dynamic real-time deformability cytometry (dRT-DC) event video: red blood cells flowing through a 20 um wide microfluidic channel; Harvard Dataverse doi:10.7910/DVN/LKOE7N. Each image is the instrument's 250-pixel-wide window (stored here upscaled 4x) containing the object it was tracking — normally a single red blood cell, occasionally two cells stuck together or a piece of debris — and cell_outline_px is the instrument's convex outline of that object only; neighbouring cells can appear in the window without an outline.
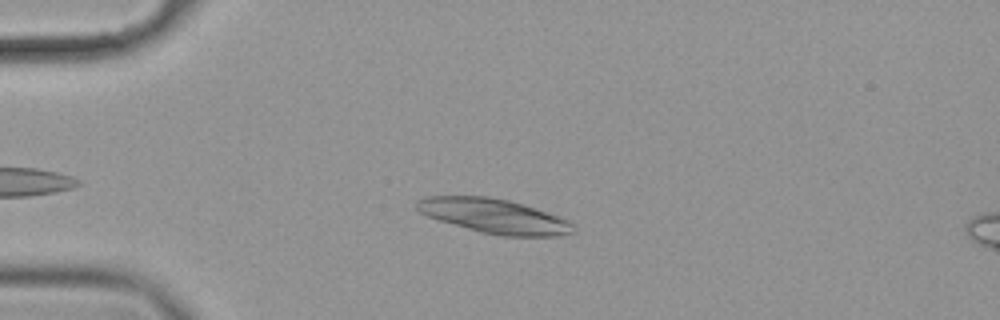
{"species": "common noctule bat (a hibernating species)", "species_latin": "Nyctalus noctula", "temperature_condition": "cold", "stored_images_in_passage": 6, "camera_frame_rate_fps": 3000, "um_per_image_px": 0.085, "animal": {"sex": "female", "body_mass_g": 19.9}, "frame": {"image": 1, "passage_image": 4, "time_ms": 1.0, "image_size_px": [1000, 320], "cell_outline_px": [[576, 232], [560, 236], [500, 236], [480, 232], [440, 220], [428, 216], [420, 212], [416, 208], [416, 200], [424, 196], [488, 196], [508, 200], [536, 208], [568, 220], [576, 228]], "centroid_in_image_um": [42.01, 18.36], "position_along_channel_um": 43.0, "area_um2": 31.44}}